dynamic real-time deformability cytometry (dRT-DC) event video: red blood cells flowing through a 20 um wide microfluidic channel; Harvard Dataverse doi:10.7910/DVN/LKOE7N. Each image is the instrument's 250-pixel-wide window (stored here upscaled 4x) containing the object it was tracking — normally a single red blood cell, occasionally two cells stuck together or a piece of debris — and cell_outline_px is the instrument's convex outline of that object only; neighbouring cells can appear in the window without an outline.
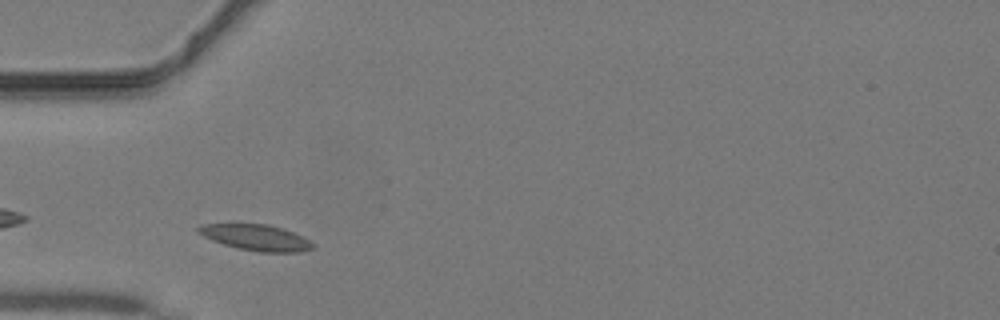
{"species": "common noctule bat (a hibernating species)", "species_latin": "Nyctalus noctula", "temperature_condition": "warm", "stored_images_in_passage": 28, "camera_frame_rate_fps": 3000, "um_per_image_px": 0.085, "animal": {"sex": "male", "body_mass_g": 19.2, "forearm_length_mm": 51.8}, "frame": {"image": 1, "passage_image": 4, "time_ms": 1.0, "image_size_px": [1000, 320], "cell_outline_px": [[316, 248], [300, 252], [260, 252], [236, 248], [212, 240], [204, 236], [196, 228], [204, 224], [268, 224], [284, 228], [304, 236], [316, 244]], "centroid_in_image_um": [21.87, 20.2], "position_along_channel_um": 63.1, "area_um2": 17.46}}
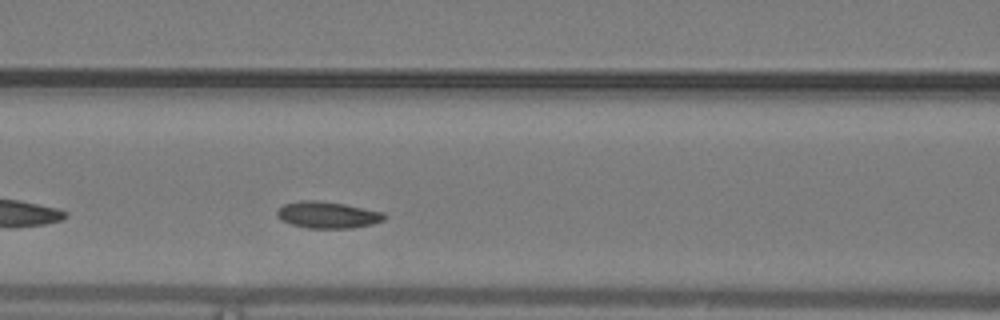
{"frame": {"image": 2, "passage_image": 9, "time_ms": 2.667, "image_size_px": [1000, 320], "cell_outline_px": [[388, 216], [384, 220], [372, 224], [352, 228], [308, 228], [292, 224], [280, 220], [276, 212], [284, 204], [300, 200], [316, 200], [344, 204], [384, 212]], "centroid_in_image_um": [27.87, 18.26], "position_along_channel_um": 138.7, "area_um2": 16.65}}
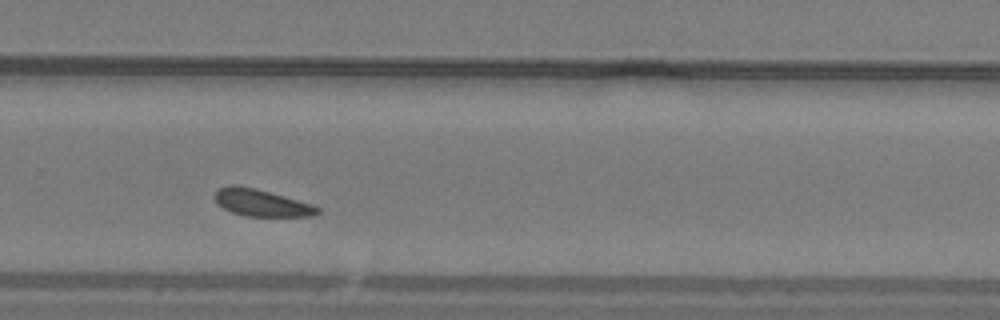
{"frame": {"image": 3, "passage_image": 20, "time_ms": 6.333, "image_size_px": [1000, 320], "cell_outline_px": [[320, 212], [312, 216], [244, 216], [232, 212], [216, 204], [212, 196], [216, 188], [228, 184], [236, 184], [256, 188], [312, 204], [320, 208]], "centroid_in_image_um": [22.13, 17.21], "position_along_channel_um": 307.7, "area_um2": 16.47}}